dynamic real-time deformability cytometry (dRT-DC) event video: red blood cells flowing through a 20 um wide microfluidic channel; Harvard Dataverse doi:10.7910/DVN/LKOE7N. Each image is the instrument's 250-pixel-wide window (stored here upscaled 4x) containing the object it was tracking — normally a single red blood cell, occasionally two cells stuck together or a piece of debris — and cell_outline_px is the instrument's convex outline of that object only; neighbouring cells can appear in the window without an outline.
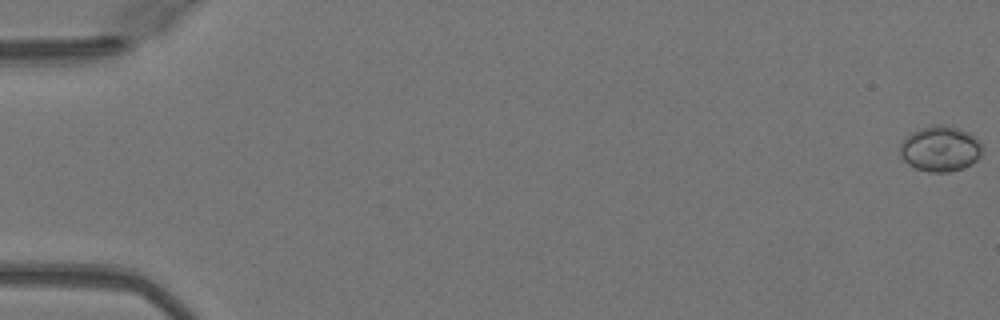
{"species": "Egyptian fruit bat (a non-hibernating species)", "species_latin": "Rousettus aegyptiacus", "temperature_condition": "warm", "stored_images_in_passage": 14, "camera_frame_rate_fps": 3000, "um_per_image_px": 0.085, "animal": {"sex": "female"}, "frame": {"image": 1, "passage_image": 1, "time_ms": 0.0, "image_size_px": [1000, 320], "cell_outline_px": [[984, 152], [972, 164], [964, 168], [948, 172], [928, 172], [916, 168], [908, 164], [900, 156], [900, 144], [904, 136], [920, 128], [932, 124], [940, 124], [956, 128], [968, 132], [976, 136], [980, 140], [984, 148]], "centroid_in_image_um": [79.94, 12.64], "position_along_channel_um": 5.1, "area_um2": 22.25}}
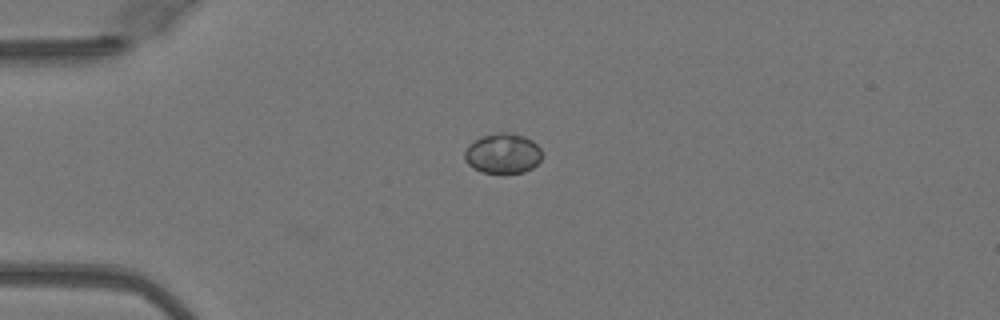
{"frame": {"image": 2, "passage_image": 14, "time_ms": 4.333, "image_size_px": [1000, 320], "cell_outline_px": [[540, 160], [532, 168], [524, 172], [504, 176], [480, 172], [472, 168], [464, 160], [464, 152], [468, 144], [484, 136], [500, 132], [504, 132], [524, 136], [532, 140], [540, 148]], "centroid_in_image_um": [42.71, 13.1], "position_along_channel_um": 42.3, "area_um2": 18.5}}